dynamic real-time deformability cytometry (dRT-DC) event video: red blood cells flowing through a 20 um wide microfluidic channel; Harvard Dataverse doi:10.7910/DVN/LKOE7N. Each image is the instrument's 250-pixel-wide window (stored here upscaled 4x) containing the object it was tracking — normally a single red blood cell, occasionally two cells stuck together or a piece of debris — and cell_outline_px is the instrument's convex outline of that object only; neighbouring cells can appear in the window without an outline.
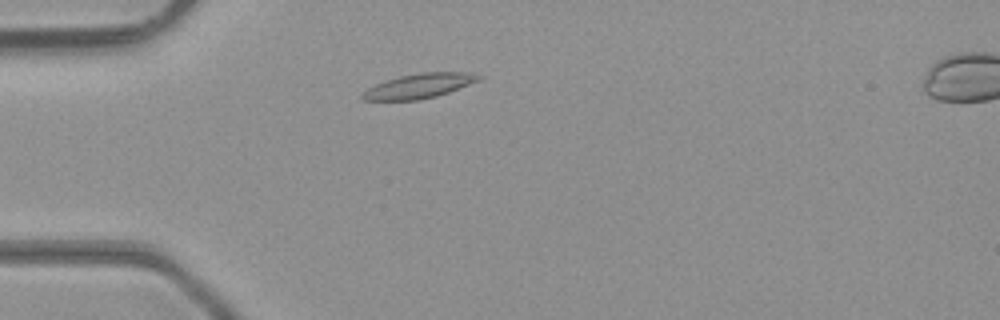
{"species": "common noctule bat (a hibernating species)", "species_latin": "Nyctalus noctula", "temperature_condition": "room temperature", "stored_images_in_passage": 42, "camera_frame_rate_fps": 3000, "um_per_image_px": 0.085, "animal": {"sex": "male", "body_mass_g": 23.1, "forearm_length_mm": 52.7}, "frame": {"image": 1, "passage_image": 7, "time_ms": 2.0, "image_size_px": [1000, 320], "cell_outline_px": [[484, 76], [480, 80], [448, 92], [436, 96], [420, 100], [360, 100], [360, 96], [368, 88], [384, 80], [400, 76], [420, 72], [468, 72]], "centroid_in_image_um": [35.62, 7.3], "position_along_channel_um": 49.4, "area_um2": 16.7}}
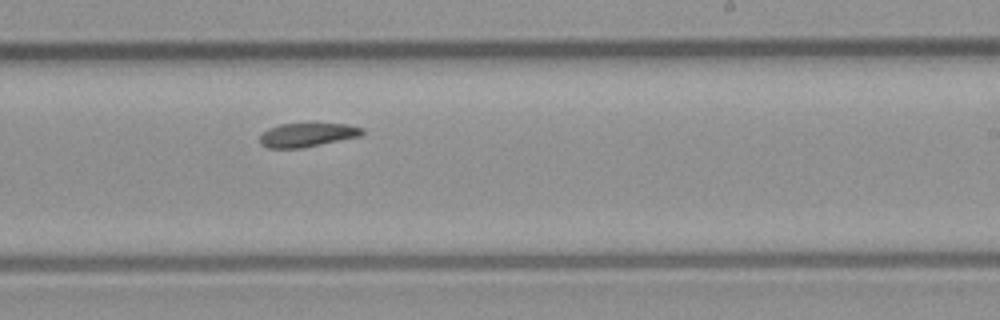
{"frame": {"image": 2, "passage_image": 23, "time_ms": 7.333, "image_size_px": [1000, 320], "cell_outline_px": [[364, 132], [360, 136], [304, 148], [268, 148], [260, 144], [260, 136], [268, 128], [280, 124], [348, 124], [364, 128]], "centroid_in_image_um": [26.12, 11.47], "position_along_channel_um": 262.9, "area_um2": 14.22}}
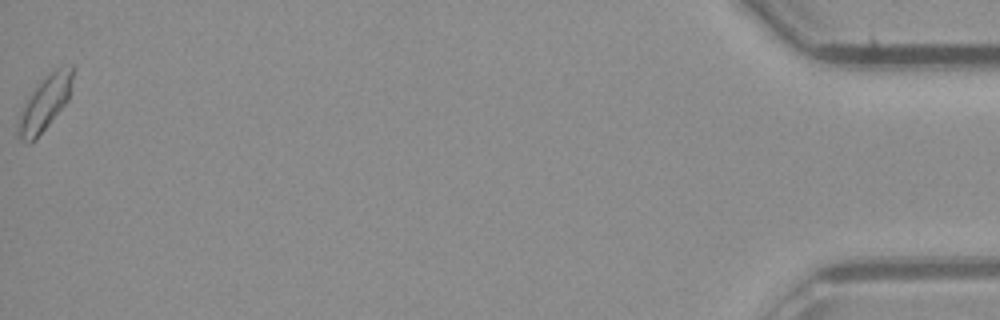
{"frame": {"image": 3, "passage_image": 42, "time_ms": 13.667, "image_size_px": [1000, 320], "cell_outline_px": [[76, 68], [68, 100], [36, 140], [28, 144], [20, 140], [20, 108], [28, 96], [40, 80], [44, 76], [60, 64], [72, 64]], "centroid_in_image_um": [3.87, 8.66], "position_along_channel_um": 431.3, "area_um2": 17.69}, "authors_computed_cell_mechanics": {"area_um2": 15.317, "velocity_mm_per_s": 4.2792, "shape_relaxation_time_tau1_ms": 7.8908, "shape_relaxation_time_tau2_ms": 5.0848, "deformation_change_tau1": 0.1741, "deformation_change_tau2": 0.1359}}